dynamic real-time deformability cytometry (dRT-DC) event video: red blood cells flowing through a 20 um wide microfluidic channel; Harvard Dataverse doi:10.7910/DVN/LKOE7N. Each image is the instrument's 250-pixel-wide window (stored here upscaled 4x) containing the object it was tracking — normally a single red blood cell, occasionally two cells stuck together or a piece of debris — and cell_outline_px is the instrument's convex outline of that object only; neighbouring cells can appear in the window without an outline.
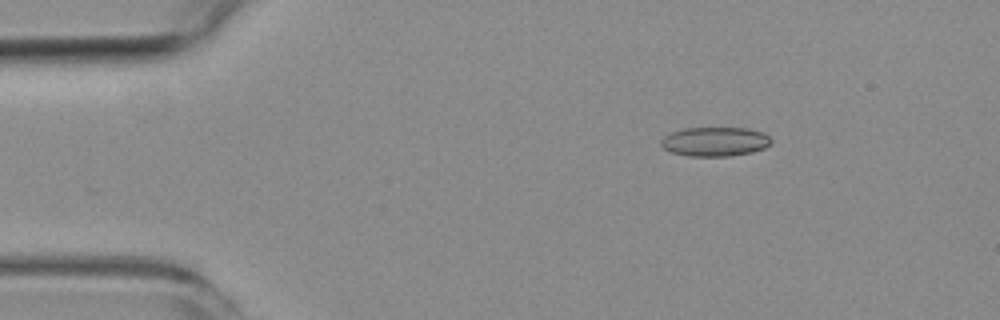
{"species": "common noctule bat (a hibernating species)", "species_latin": "Nyctalus noctula", "temperature_condition": "room temperature", "stored_images_in_passage": 4, "camera_frame_rate_fps": 3000, "um_per_image_px": 0.085, "animal": {"sex": "female", "body_mass_g": 19.3, "forearm_length_mm": 54.1}, "frame": {"image": 1, "passage_image": 2, "time_ms": 1.333, "image_size_px": [1000, 320], "cell_outline_px": [[772, 144], [764, 148], [752, 152], [732, 156], [688, 156], [672, 152], [664, 148], [660, 144], [660, 140], [664, 136], [672, 132], [684, 128], [748, 128], [764, 132], [772, 140]], "centroid_in_image_um": [60.8, 12.03], "position_along_channel_um": 24.2, "area_um2": 18.9}}